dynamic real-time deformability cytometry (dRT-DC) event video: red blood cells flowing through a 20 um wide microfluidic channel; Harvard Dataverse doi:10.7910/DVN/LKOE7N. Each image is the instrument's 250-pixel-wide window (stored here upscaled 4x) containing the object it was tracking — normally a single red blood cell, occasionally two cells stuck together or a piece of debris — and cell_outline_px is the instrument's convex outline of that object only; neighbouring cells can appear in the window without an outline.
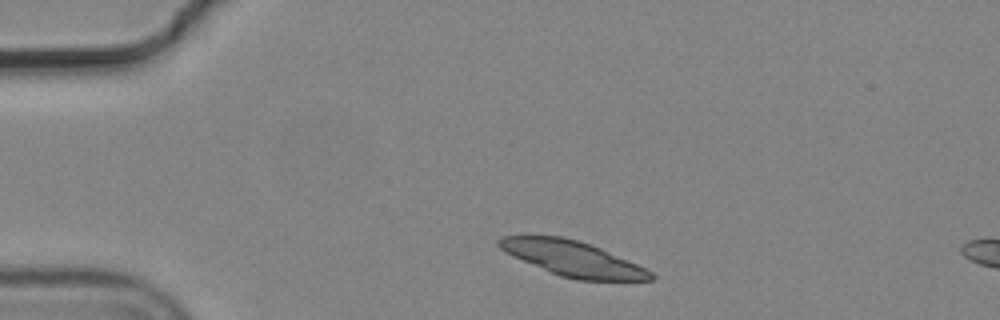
{"species": "common noctule bat (a hibernating species)", "species_latin": "Nyctalus noctula", "temperature_condition": "cold", "stored_images_in_passage": 3, "segment_of_instrument_passage": [1, 2], "camera_frame_rate_fps": 3000, "um_per_image_px": 0.085, "animal": {"sex": "male", "body_mass_g": 19.2, "forearm_length_mm": 51.8}, "frame": {"image": 1, "passage_image": 1, "time_ms": 0.0, "image_size_px": [1000, 320], "cell_outline_px": [[656, 276], [652, 280], [576, 280], [560, 276], [512, 256], [504, 252], [496, 244], [496, 240], [504, 236], [564, 236], [580, 240], [600, 248], [628, 260], [652, 272]], "centroid_in_image_um": [48.65, 21.97], "position_along_channel_um": 36.3, "area_um2": 30.92}}